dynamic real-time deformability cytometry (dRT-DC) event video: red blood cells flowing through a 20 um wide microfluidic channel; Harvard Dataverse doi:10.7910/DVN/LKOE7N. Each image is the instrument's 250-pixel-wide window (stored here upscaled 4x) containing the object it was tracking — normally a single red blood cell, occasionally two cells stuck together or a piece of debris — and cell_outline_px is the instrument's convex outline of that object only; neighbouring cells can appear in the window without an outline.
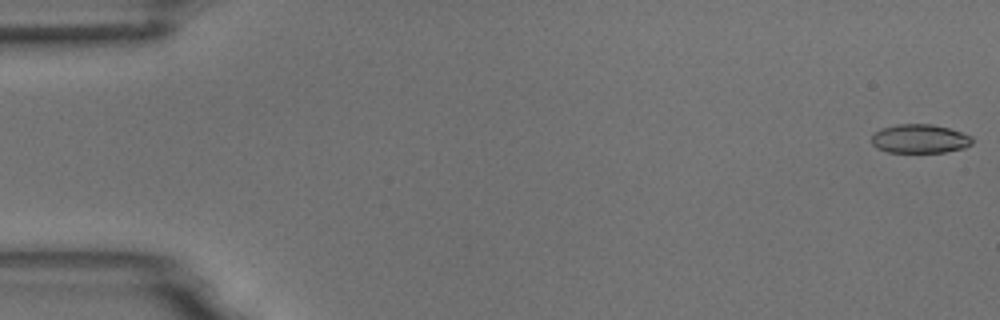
{"species": "common noctule bat (a hibernating species)", "species_latin": "Nyctalus noctula", "temperature_condition": "room temperature", "stored_images_in_passage": 54, "camera_frame_rate_fps": 3000, "um_per_image_px": 0.085, "animal": {"sex": "male", "body_mass_g": 18.8}, "frame": {"image": 1, "passage_image": 1, "time_ms": 0.0, "image_size_px": [1000, 320], "cell_outline_px": [[972, 144], [964, 148], [944, 152], [888, 152], [876, 148], [872, 144], [872, 136], [880, 128], [896, 124], [932, 124], [948, 128], [972, 136]], "centroid_in_image_um": [78.16, 11.79], "position_along_channel_um": 6.8, "area_um2": 16.94}}
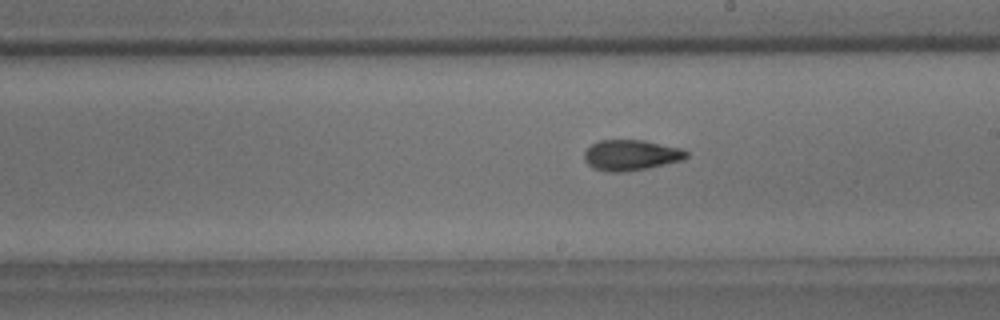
{"frame": {"image": 2, "passage_image": 31, "time_ms": 10.0, "image_size_px": [1000, 320], "cell_outline_px": [[688, 156], [684, 160], [648, 168], [624, 172], [604, 172], [592, 168], [584, 160], [584, 152], [592, 144], [600, 140], [644, 140], [684, 148], [688, 152]], "centroid_in_image_um": [53.66, 13.19], "position_along_channel_um": 235.3, "area_um2": 18.55}}
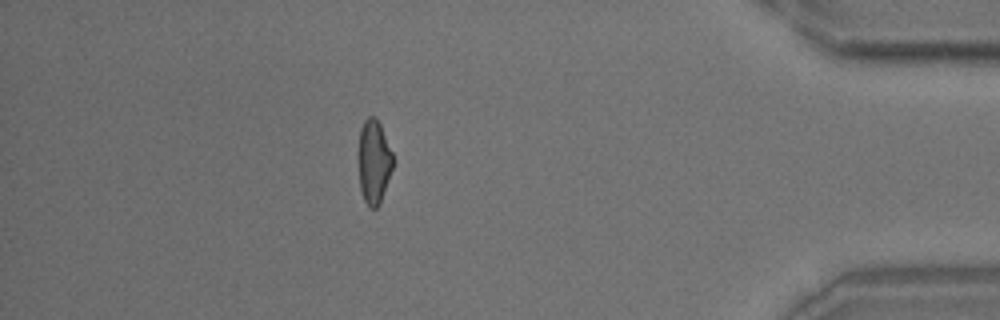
{"frame": {"image": 3, "passage_image": 48, "time_ms": 15.667, "image_size_px": [1000, 320], "cell_outline_px": [[392, 168], [380, 204], [376, 208], [368, 208], [364, 200], [360, 188], [360, 128], [364, 120], [368, 116], [376, 116], [380, 124], [392, 152]], "centroid_in_image_um": [31.79, 13.75], "position_along_channel_um": 403.4, "area_um2": 16.47}, "authors_computed_cell_mechanics": {"area_um2": 17.9758, "velocity_mm_per_s": 3.7365, "shape_relaxation_time_tau1_ms": 8.4528, "shape_relaxation_time_tau2_ms": 2.7294, "deformation_change_tau1": 0.1893, "deformation_change_tau2": 0.1008}}